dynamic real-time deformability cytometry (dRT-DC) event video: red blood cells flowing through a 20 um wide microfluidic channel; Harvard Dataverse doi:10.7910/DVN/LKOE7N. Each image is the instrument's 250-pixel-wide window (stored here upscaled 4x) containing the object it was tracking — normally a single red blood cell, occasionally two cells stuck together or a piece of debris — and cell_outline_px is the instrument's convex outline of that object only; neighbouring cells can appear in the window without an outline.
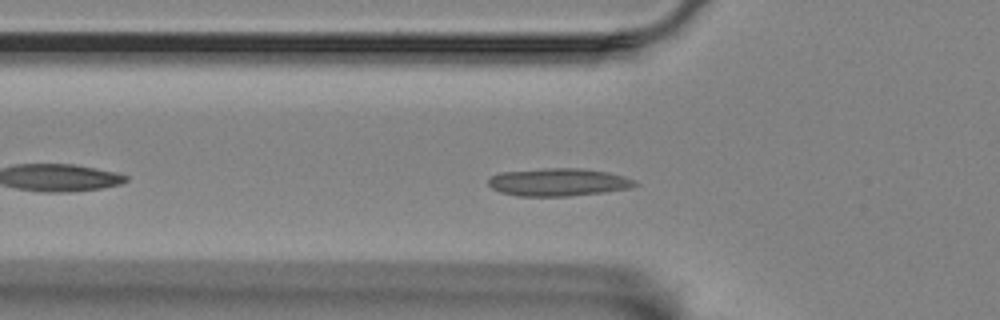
{"species": "Egyptian fruit bat (a non-hibernating species)", "species_latin": "Rousettus aegyptiacus", "temperature_condition": "room temperature", "stored_images_in_passage": 47, "camera_frame_rate_fps": 3000, "um_per_image_px": 0.085, "animal": {"sex": "female"}, "frame": {"image": 1, "passage_image": 8, "time_ms": 2.333, "image_size_px": [1000, 320], "cell_outline_px": [[640, 184], [632, 188], [604, 192], [568, 196], [516, 196], [500, 192], [492, 188], [488, 184], [488, 176], [500, 172], [544, 168], [580, 168], [608, 172], [624, 176], [636, 180]], "centroid_in_image_um": [47.46, 15.48], "position_along_channel_um": 78.3, "area_um2": 24.04}}
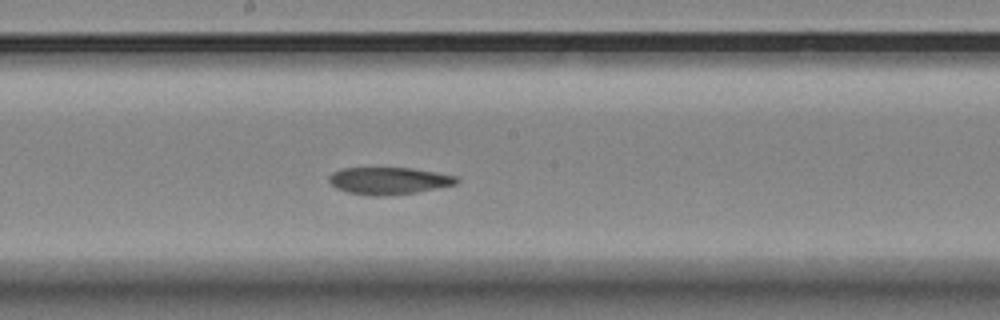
{"frame": {"image": 2, "passage_image": 20, "time_ms": 6.333, "image_size_px": [1000, 320], "cell_outline_px": [[460, 180], [456, 184], [416, 192], [384, 196], [368, 196], [348, 192], [336, 188], [328, 180], [328, 176], [332, 172], [344, 168], [408, 168], [436, 172], [456, 176]], "centroid_in_image_um": [33.02, 15.37], "position_along_channel_um": 215.2, "area_um2": 20.11}}
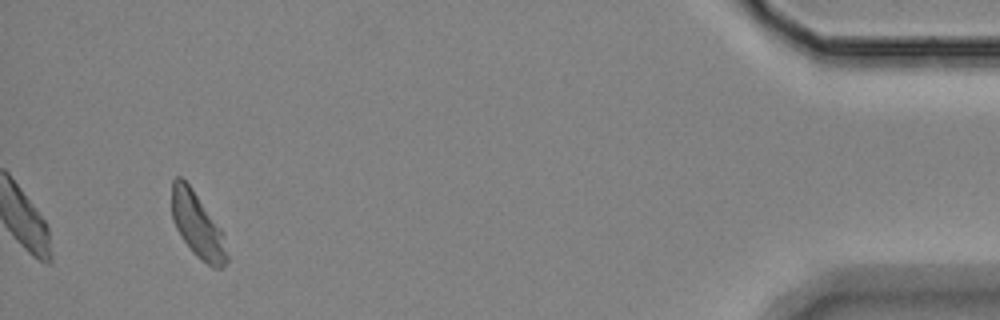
{"frame": {"image": 3, "passage_image": 44, "time_ms": 14.333, "image_size_px": [1000, 320], "cell_outline_px": [[228, 260], [220, 268], [212, 268], [200, 260], [192, 252], [176, 228], [172, 220], [172, 180], [176, 176], [180, 176], [192, 188], [224, 232], [228, 256]], "centroid_in_image_um": [16.8, 19.16], "position_along_channel_um": 418.4, "area_um2": 21.04}}